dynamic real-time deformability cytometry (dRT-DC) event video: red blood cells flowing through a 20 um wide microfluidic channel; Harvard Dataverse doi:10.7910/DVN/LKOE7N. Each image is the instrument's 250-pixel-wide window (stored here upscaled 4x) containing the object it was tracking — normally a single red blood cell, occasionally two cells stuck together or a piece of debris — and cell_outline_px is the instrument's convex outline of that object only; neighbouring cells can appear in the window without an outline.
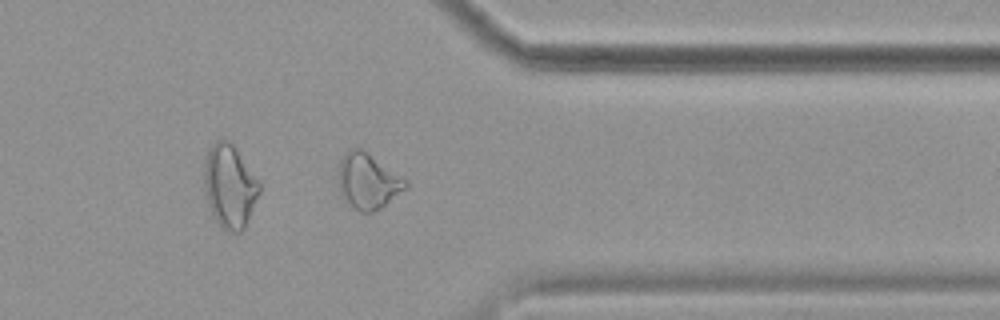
{"species": "common noctule bat (a hibernating species)", "species_latin": "Nyctalus noctula", "temperature_condition": "cold", "stored_images_in_passage": 34, "camera_frame_rate_fps": 3000, "um_per_image_px": 0.085, "animal": {"sex": "female", "body_mass_g": 19.9}, "frame": {"image": 1, "passage_image": 29, "time_ms": 9.333, "image_size_px": [1000, 320], "cell_outline_px": [[408, 188], [380, 208], [372, 212], [360, 212], [352, 208], [340, 188], [340, 160], [344, 152], [352, 148], [360, 148], [408, 180]], "centroid_in_image_um": [31.32, 15.4], "position_along_channel_um": 380.1, "area_um2": 21.27}}